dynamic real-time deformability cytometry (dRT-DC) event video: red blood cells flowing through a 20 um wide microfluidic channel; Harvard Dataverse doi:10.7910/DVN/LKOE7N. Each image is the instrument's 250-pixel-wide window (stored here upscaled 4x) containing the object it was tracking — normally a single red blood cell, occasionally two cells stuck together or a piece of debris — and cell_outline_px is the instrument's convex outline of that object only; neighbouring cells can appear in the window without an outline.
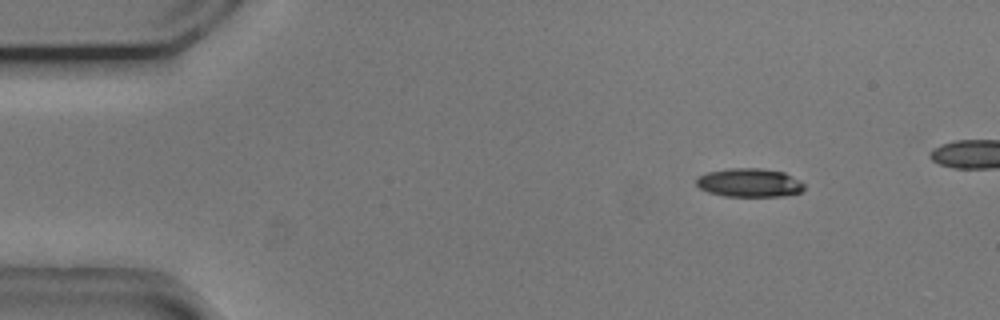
{"species": "common noctule bat (a hibernating species)", "species_latin": "Nyctalus noctula", "temperature_condition": "cold", "stored_images_in_passage": 8, "camera_frame_rate_fps": 3000, "um_per_image_px": 0.085, "animal": {"sex": "male", "body_mass_g": 20.5, "forearm_length_mm": 52.5}, "frame": {"image": 1, "passage_image": 1, "time_ms": 0.0, "image_size_px": [1000, 320], "cell_outline_px": [[804, 188], [800, 192], [784, 196], [724, 196], [708, 192], [700, 188], [696, 184], [696, 176], [708, 172], [728, 168], [760, 168], [784, 172], [800, 180], [804, 184]], "centroid_in_image_um": [63.68, 15.52], "position_along_channel_um": 21.3, "area_um2": 18.09}}